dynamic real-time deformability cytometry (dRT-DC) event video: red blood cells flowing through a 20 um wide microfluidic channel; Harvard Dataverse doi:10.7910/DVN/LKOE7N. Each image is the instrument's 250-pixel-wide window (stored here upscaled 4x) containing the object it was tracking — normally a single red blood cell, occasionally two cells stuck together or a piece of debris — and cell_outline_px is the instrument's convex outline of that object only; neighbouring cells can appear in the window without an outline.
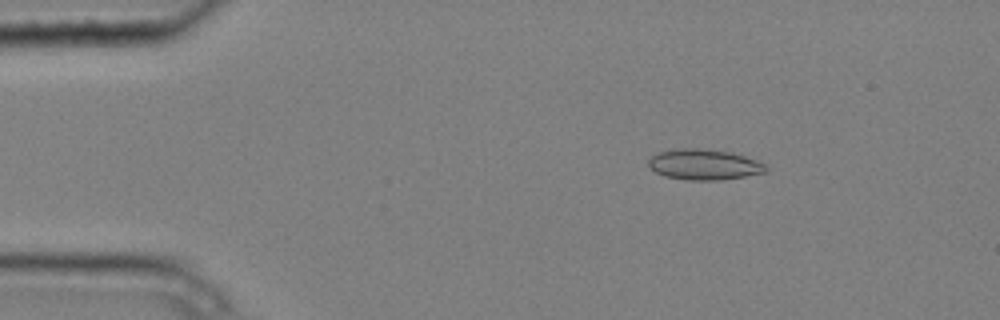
{"species": "common noctule bat (a hibernating species)", "species_latin": "Nyctalus noctula", "temperature_condition": "cold", "stored_images_in_passage": 5, "camera_frame_rate_fps": 3000, "um_per_image_px": 0.085, "animal": {"sex": "male", "body_mass_g": 20.4}, "frame": {"image": 1, "passage_image": 3, "time_ms": 0.667, "image_size_px": [1000, 320], "cell_outline_px": [[768, 172], [720, 180], [688, 180], [664, 176], [656, 172], [648, 164], [648, 160], [652, 156], [660, 152], [676, 148], [700, 148], [732, 152], [756, 160], [764, 164], [768, 168]], "centroid_in_image_um": [59.86, 13.98], "position_along_channel_um": 25.1, "area_um2": 20.92}}
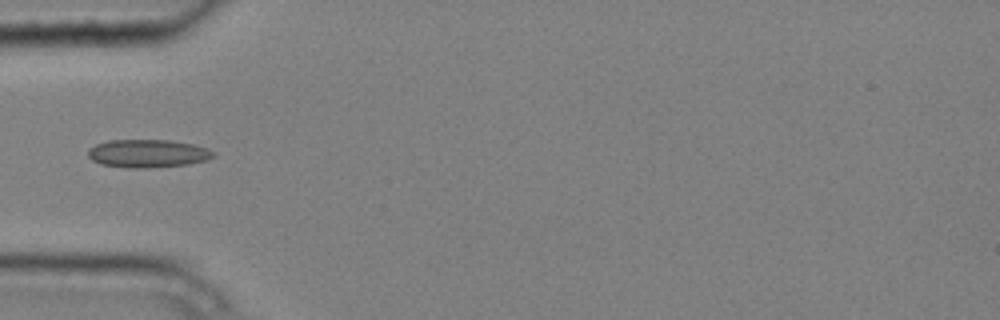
{"frame": {"image": 2, "passage_image": 5, "time_ms": 1.333, "image_size_px": [1000, 320], "cell_outline_px": [[216, 156], [208, 160], [188, 164], [148, 168], [128, 168], [100, 164], [92, 160], [88, 156], [88, 148], [96, 144], [108, 140], [172, 140], [192, 144], [208, 148], [216, 152]], "centroid_in_image_um": [12.58, 13.04], "position_along_channel_um": 72.4, "area_um2": 20.75}}